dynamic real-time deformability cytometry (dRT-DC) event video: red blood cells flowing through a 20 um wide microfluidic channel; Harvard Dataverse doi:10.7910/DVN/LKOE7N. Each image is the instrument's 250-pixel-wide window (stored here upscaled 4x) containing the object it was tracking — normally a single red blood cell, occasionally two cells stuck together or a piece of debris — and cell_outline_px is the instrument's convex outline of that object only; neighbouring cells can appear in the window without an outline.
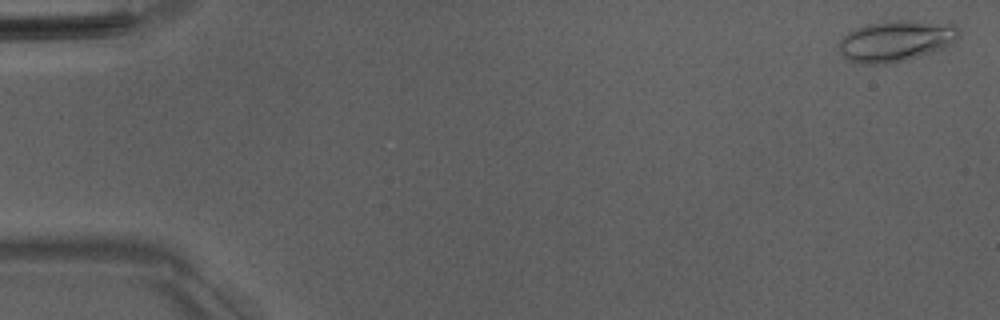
{"species": "Egyptian fruit bat (a non-hibernating species)", "species_latin": "Rousettus aegyptiacus", "temperature_condition": "room temperature", "stored_images_in_passage": 9, "camera_frame_rate_fps": 3000, "um_per_image_px": 0.085, "animal": {"sex": "male"}, "frame": {"image": 1, "passage_image": 2, "time_ms": 0.333, "image_size_px": [1000, 320], "cell_outline_px": [[960, 36], [952, 44], [944, 48], [908, 60], [884, 64], [856, 64], [848, 60], [840, 52], [840, 40], [852, 28], [868, 24], [892, 20], [912, 20], [956, 24], [960, 32]], "centroid_in_image_um": [76.18, 3.48], "position_along_channel_um": 8.8, "area_um2": 29.07}}